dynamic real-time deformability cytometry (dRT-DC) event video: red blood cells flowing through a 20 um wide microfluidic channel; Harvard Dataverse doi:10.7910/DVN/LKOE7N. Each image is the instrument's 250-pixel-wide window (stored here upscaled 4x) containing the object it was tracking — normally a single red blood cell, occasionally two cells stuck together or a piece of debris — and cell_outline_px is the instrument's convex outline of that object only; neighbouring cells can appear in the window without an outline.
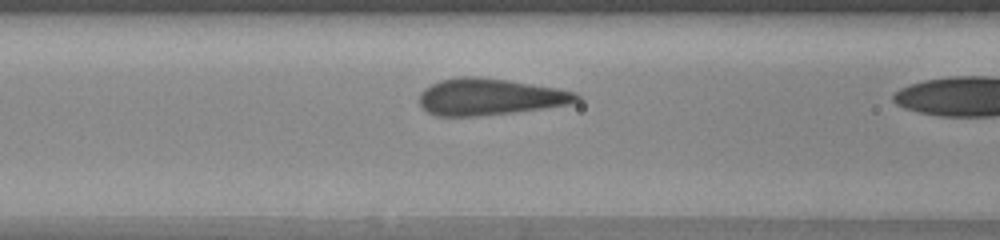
{"species": "human", "species_latin": "Homo sapiens", "temperature_condition": "warm", "stored_images_in_passage": 9, "camera_frame_rate_fps": 3000, "um_per_image_px": 0.085, "donor": {"sex": "female"}, "frame": {"image": 1, "passage_image": 8, "time_ms": 2.333, "image_size_px": [1000, 240], "cell_outline_px": [[580, 100], [572, 104], [544, 108], [512, 112], [476, 116], [436, 116], [428, 112], [420, 104], [420, 92], [424, 88], [440, 80], [460, 76], [476, 76], [508, 80], [556, 88], [576, 92], [580, 96]], "centroid_in_image_um": [41.63, 8.23], "position_along_channel_um": 125.0, "area_um2": 33.52}}